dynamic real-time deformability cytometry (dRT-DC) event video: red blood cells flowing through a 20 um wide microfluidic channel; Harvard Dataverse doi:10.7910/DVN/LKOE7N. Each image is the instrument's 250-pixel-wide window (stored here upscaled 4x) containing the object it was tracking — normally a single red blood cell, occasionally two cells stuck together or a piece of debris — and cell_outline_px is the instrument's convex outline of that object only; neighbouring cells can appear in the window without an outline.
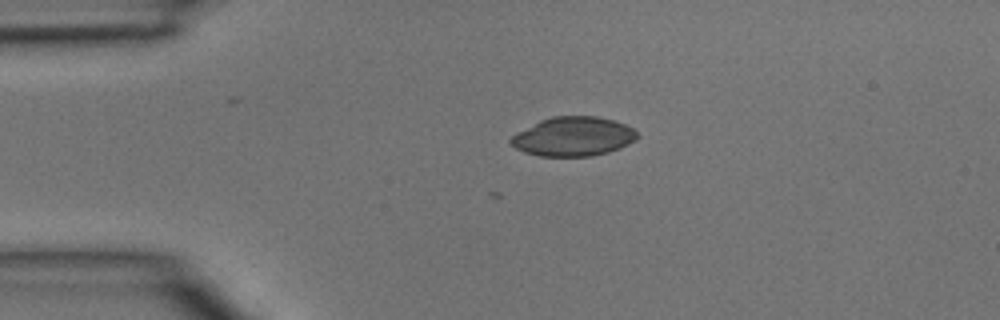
{"species": "common noctule bat (a hibernating species)", "species_latin": "Nyctalus noctula", "temperature_condition": "room temperature", "stored_images_in_passage": 4, "camera_frame_rate_fps": 3000, "um_per_image_px": 0.085, "animal": {"sex": "male", "body_mass_g": 15.6}, "frame": {"image": 1, "passage_image": 1, "time_ms": 0.0, "image_size_px": [1000, 320], "cell_outline_px": [[640, 136], [636, 140], [620, 148], [608, 152], [592, 156], [540, 156], [524, 152], [516, 148], [508, 140], [516, 132], [540, 120], [552, 116], [596, 116], [612, 120], [624, 124], [632, 128]], "centroid_in_image_um": [48.72, 11.6], "position_along_channel_um": 36.3, "area_um2": 28.9}}